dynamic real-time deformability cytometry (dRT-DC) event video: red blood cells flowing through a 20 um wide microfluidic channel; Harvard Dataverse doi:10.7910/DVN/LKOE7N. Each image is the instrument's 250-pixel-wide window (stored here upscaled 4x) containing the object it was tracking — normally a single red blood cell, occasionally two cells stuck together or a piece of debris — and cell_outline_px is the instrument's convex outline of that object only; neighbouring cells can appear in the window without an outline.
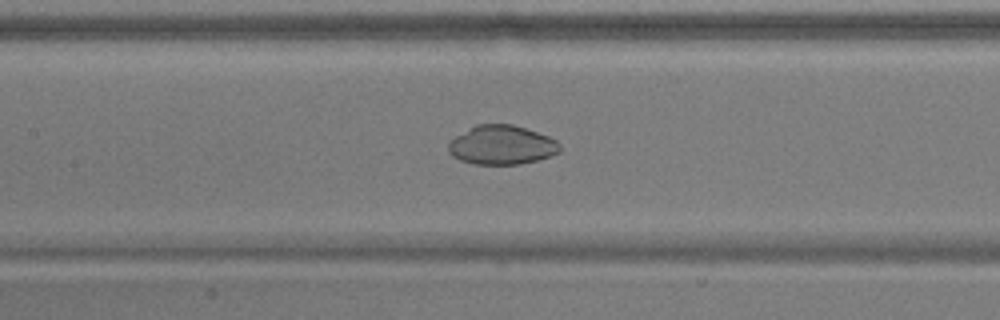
{"species": "common noctule bat (a hibernating species)", "species_latin": "Nyctalus noctula", "temperature_condition": "warm", "stored_images_in_passage": 53, "camera_frame_rate_fps": 3000, "um_per_image_px": 0.085, "animal": {"sex": "male", "body_mass_g": 17.9}, "frame": {"image": 1, "passage_image": 23, "time_ms": 7.333, "image_size_px": [1000, 320], "cell_outline_px": [[560, 152], [536, 160], [520, 164], [476, 164], [460, 160], [452, 156], [448, 152], [448, 144], [456, 136], [476, 124], [512, 124], [548, 136], [556, 140], [560, 144]], "centroid_in_image_um": [42.63, 12.33], "position_along_channel_um": 164.8, "area_um2": 25.2}}